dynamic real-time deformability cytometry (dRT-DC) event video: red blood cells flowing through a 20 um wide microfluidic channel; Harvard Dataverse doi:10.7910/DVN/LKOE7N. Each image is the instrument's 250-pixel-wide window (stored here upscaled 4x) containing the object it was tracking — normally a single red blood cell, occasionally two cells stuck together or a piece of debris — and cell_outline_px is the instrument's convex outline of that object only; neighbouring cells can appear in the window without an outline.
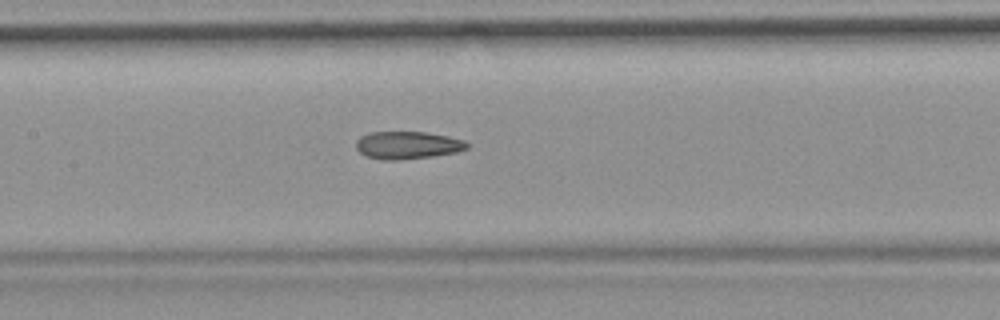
{"species": "common noctule bat (a hibernating species)", "species_latin": "Nyctalus noctula", "temperature_condition": "room temperature", "stored_images_in_passage": 50, "camera_frame_rate_fps": 3000, "um_per_image_px": 0.085, "animal": {"sex": "female", "body_mass_g": 19.9}, "frame": {"image": 1, "passage_image": 22, "time_ms": 7.0, "image_size_px": [1000, 320], "cell_outline_px": [[468, 148], [456, 152], [432, 156], [396, 160], [384, 160], [368, 156], [360, 152], [356, 148], [356, 140], [360, 136], [372, 132], [428, 132], [448, 136], [464, 140], [468, 144]], "centroid_in_image_um": [34.64, 12.33], "position_along_channel_um": 172.8, "area_um2": 17.74}, "authors_computed_cell_mechanics": {"area_um2": 18.3515, "velocity_mm_per_s": 3.7339, "shape_relaxation_time_tau1_ms": null, "shape_relaxation_time_tau2_ms": 3.2359, "deformation_change_tau1": null, "deformation_change_tau2": 0.1133}}